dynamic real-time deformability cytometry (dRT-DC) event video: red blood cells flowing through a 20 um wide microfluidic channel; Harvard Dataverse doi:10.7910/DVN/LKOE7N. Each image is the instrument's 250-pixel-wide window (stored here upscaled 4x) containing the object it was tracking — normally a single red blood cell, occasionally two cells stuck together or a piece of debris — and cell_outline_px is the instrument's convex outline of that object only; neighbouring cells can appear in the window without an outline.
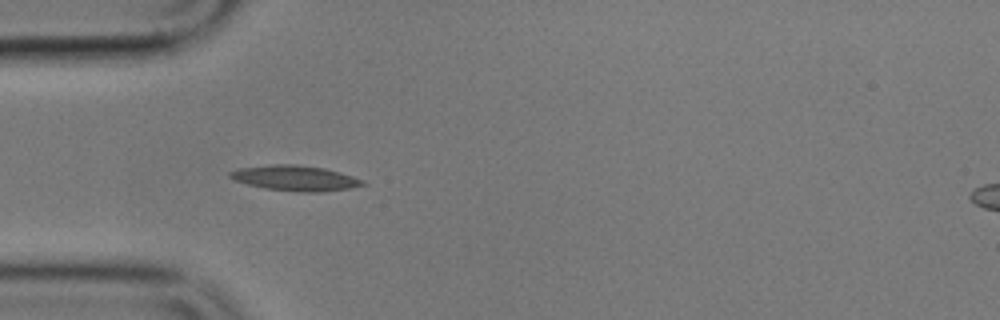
{"species": "common noctule bat (a hibernating species)", "species_latin": "Nyctalus noctula", "temperature_condition": "cold", "stored_images_in_passage": 4, "camera_frame_rate_fps": 3000, "um_per_image_px": 0.085, "animal": {"sex": "male", "body_mass_g": 17.9}, "frame": {"image": 1, "passage_image": 1, "time_ms": 0.0, "image_size_px": [1000, 320], "cell_outline_px": [[368, 184], [352, 188], [320, 192], [296, 192], [264, 188], [248, 184], [236, 180], [228, 176], [228, 172], [240, 168], [272, 164], [296, 164], [324, 168], [340, 172], [364, 180]], "centroid_in_image_um": [25.13, 15.14], "position_along_channel_um": 59.9, "area_um2": 19.65}}